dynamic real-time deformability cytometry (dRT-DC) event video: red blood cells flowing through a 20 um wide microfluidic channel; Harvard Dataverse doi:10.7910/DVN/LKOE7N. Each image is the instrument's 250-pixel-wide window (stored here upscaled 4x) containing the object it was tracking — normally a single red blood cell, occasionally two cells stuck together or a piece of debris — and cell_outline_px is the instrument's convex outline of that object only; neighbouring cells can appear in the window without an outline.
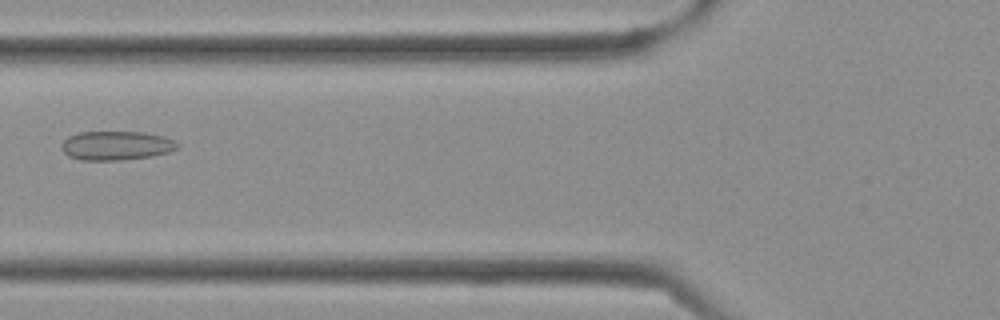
{"species": "Egyptian fruit bat (a non-hibernating species)", "species_latin": "Rousettus aegyptiacus", "temperature_condition": "cold", "stored_images_in_passage": 29, "camera_frame_rate_fps": 3000, "um_per_image_px": 0.085, "frame": {"image": 1, "passage_image": 5, "time_ms": 1.333, "image_size_px": [1000, 320], "cell_outline_px": [[180, 148], [168, 152], [152, 156], [120, 160], [80, 160], [68, 156], [60, 148], [60, 144], [68, 136], [80, 132], [140, 132], [164, 136], [176, 140], [180, 144]], "centroid_in_image_um": [9.89, 12.37], "position_along_channel_um": 115.9, "area_um2": 19.83}}
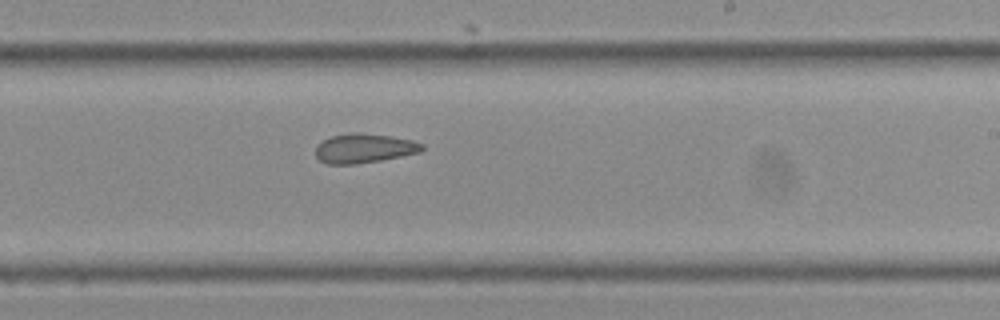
{"frame": {"image": 2, "passage_image": 13, "time_ms": 4.0, "image_size_px": [1000, 320], "cell_outline_px": [[424, 148], [420, 152], [380, 160], [356, 164], [328, 164], [320, 160], [316, 156], [316, 144], [332, 136], [348, 132], [360, 132], [392, 136], [412, 140], [424, 144]], "centroid_in_image_um": [30.94, 12.59], "position_along_channel_um": 258.1, "area_um2": 18.26}}
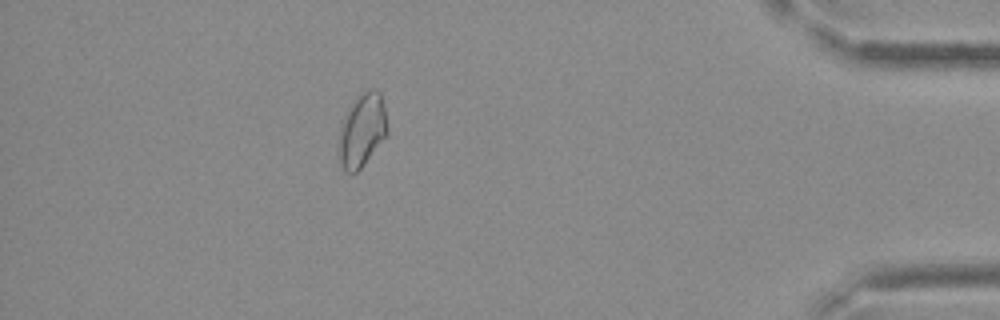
{"frame": {"image": 3, "passage_image": 24, "time_ms": 7.667, "image_size_px": [1000, 320], "cell_outline_px": [[388, 132], [360, 168], [352, 176], [344, 172], [336, 156], [336, 152], [340, 128], [344, 116], [356, 96], [360, 92], [368, 88], [372, 88], [380, 92], [384, 108], [388, 128]], "centroid_in_image_um": [30.71, 11.09], "position_along_channel_um": 404.5, "area_um2": 21.1}}